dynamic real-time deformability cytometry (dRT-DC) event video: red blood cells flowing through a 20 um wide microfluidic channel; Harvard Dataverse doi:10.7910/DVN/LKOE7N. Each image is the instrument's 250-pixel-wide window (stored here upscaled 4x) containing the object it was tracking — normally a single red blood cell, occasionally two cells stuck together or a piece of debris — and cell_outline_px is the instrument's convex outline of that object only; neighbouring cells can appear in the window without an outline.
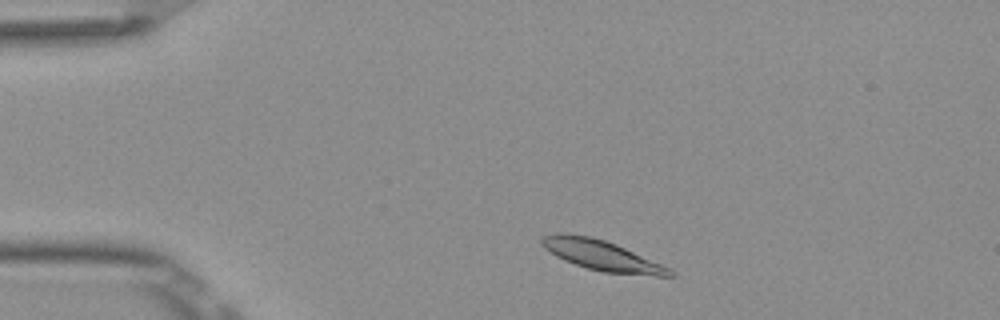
{"species": "Egyptian fruit bat (a non-hibernating species)", "species_latin": "Rousettus aegyptiacus", "temperature_condition": "room temperature", "stored_images_in_passage": 46, "camera_frame_rate_fps": 3000, "um_per_image_px": 0.085, "frame": {"image": 1, "passage_image": 4, "time_ms": 1.0, "image_size_px": [1000, 320], "cell_outline_px": [[676, 276], [656, 276], [604, 272], [588, 268], [564, 260], [556, 256], [544, 248], [540, 244], [540, 236], [556, 232], [564, 232], [588, 236], [604, 240], [616, 244], [660, 264], [676, 272]], "centroid_in_image_um": [51.08, 21.69], "position_along_channel_um": 33.9, "area_um2": 22.43}}
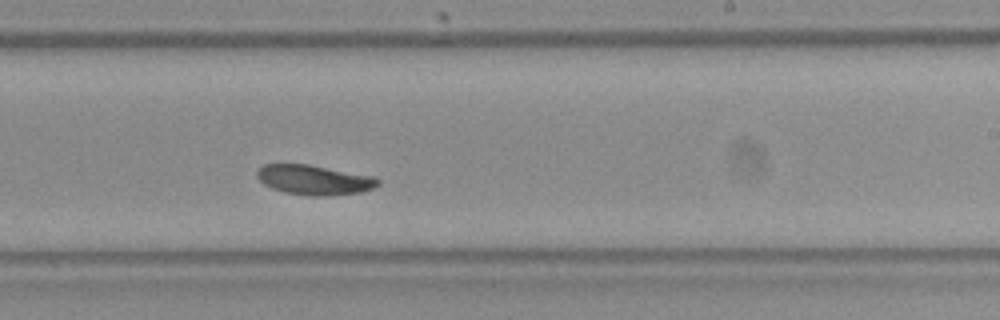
{"frame": {"image": 2, "passage_image": 26, "time_ms": 8.333, "image_size_px": [1000, 320], "cell_outline_px": [[380, 184], [372, 188], [360, 192], [328, 196], [308, 196], [284, 192], [272, 188], [264, 184], [256, 176], [256, 172], [264, 164], [308, 164], [376, 176], [380, 180]], "centroid_in_image_um": [26.73, 15.29], "position_along_channel_um": 262.3, "area_um2": 21.15}}
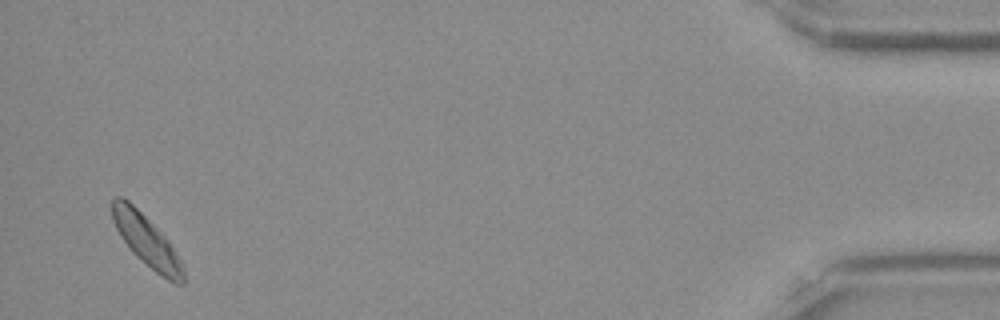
{"frame": {"image": 3, "passage_image": 45, "time_ms": 14.667, "image_size_px": [1000, 320], "cell_outline_px": [[184, 284], [176, 284], [160, 276], [136, 256], [132, 252], [120, 236], [112, 220], [112, 200], [116, 196], [124, 196], [168, 240], [184, 264]], "centroid_in_image_um": [12.47, 20.5], "position_along_channel_um": 422.7, "area_um2": 21.1}, "authors_computed_cell_mechanics": {"area_um2": 21.1837, "velocity_mm_per_s": 3.7948, "shape_relaxation_time_tau1_ms": 1.597, "shape_relaxation_time_tau2_ms": null, "deformation_change_tau1": 0.061, "deformation_change_tau2": null}}